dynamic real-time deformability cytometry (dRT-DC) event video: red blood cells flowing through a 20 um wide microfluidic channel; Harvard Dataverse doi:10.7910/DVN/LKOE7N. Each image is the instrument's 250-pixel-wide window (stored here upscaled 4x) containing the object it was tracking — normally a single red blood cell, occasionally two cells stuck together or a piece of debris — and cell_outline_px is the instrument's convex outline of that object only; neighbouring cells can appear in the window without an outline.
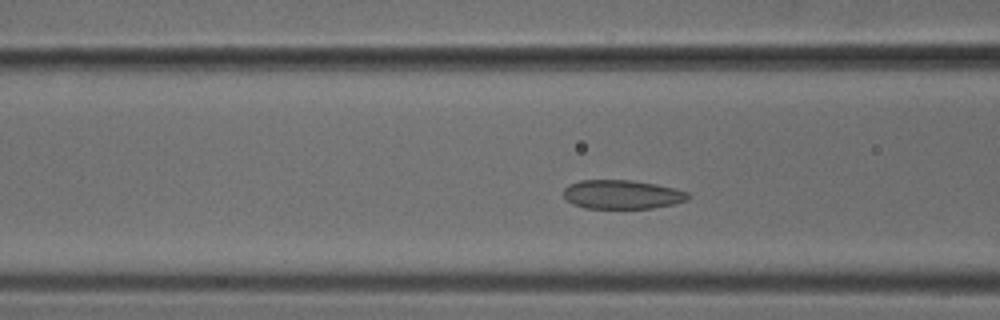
{"species": "common noctule bat (a hibernating species)", "species_latin": "Nyctalus noctula", "temperature_condition": "cold", "stored_images_in_passage": 43, "camera_frame_rate_fps": 3000, "um_per_image_px": 0.085, "animal": {"sex": "male", "body_mass_g": 18.8}, "frame": {"image": 1, "passage_image": 12, "time_ms": 3.667, "image_size_px": [1000, 320], "cell_outline_px": [[692, 196], [688, 200], [672, 204], [652, 208], [584, 208], [572, 204], [564, 196], [564, 188], [568, 184], [580, 180], [632, 180], [656, 184], [676, 188], [688, 192]], "centroid_in_image_um": [52.89, 16.52], "position_along_channel_um": 113.7, "area_um2": 21.15}}
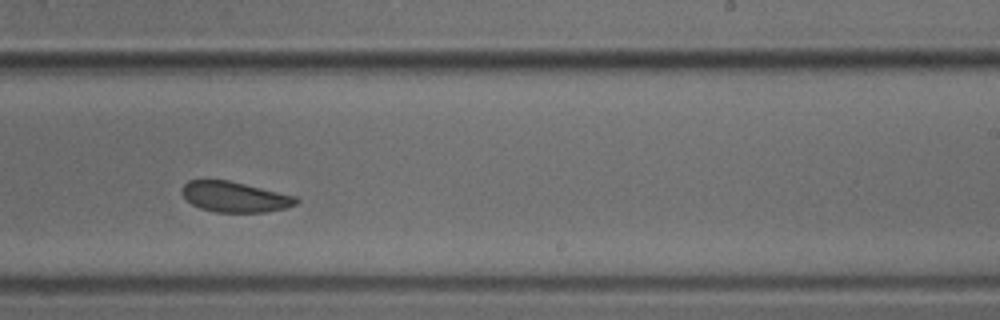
{"frame": {"image": 2, "passage_image": 24, "time_ms": 7.667, "image_size_px": [1000, 320], "cell_outline_px": [[300, 200], [296, 204], [284, 208], [268, 212], [216, 212], [200, 208], [192, 204], [180, 192], [180, 188], [188, 180], [228, 180], [296, 196]], "centroid_in_image_um": [19.94, 16.73], "position_along_channel_um": 269.1, "area_um2": 20.23}}
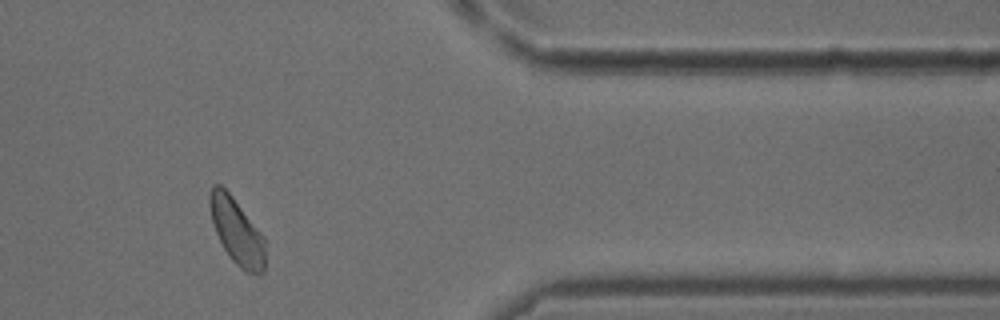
{"frame": {"image": 3, "passage_image": 35, "time_ms": 11.333, "image_size_px": [1000, 320], "cell_outline_px": [[264, 272], [260, 276], [248, 272], [240, 268], [232, 260], [224, 248], [216, 232], [212, 220], [208, 204], [208, 196], [212, 184], [220, 184], [232, 196], [264, 236]], "centroid_in_image_um": [20.11, 19.65], "position_along_channel_um": 391.3, "area_um2": 21.21}}